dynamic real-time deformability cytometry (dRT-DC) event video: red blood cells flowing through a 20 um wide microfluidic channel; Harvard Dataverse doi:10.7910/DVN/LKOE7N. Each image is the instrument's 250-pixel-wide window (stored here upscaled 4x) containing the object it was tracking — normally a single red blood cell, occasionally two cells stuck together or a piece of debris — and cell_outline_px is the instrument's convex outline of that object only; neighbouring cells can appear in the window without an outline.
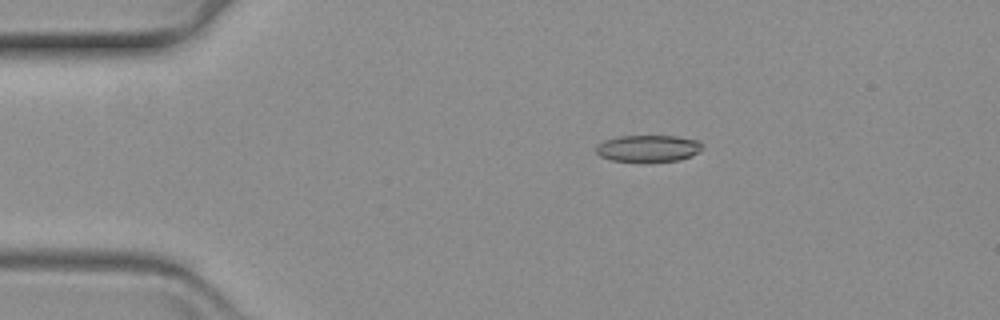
{"species": "common noctule bat (a hibernating species)", "species_latin": "Nyctalus noctula", "temperature_condition": "warm", "stored_images_in_passage": 10, "camera_frame_rate_fps": 3000, "um_per_image_px": 0.085, "animal": {"sex": "female", "body_mass_g": 19.3, "forearm_length_mm": 54.1}, "frame": {"image": 1, "passage_image": 1, "time_ms": 0.0, "image_size_px": [1000, 320], "cell_outline_px": [[704, 148], [680, 160], [612, 160], [600, 156], [596, 152], [596, 144], [604, 140], [616, 136], [676, 136], [700, 140]], "centroid_in_image_um": [55.08, 12.57], "position_along_channel_um": 29.9, "area_um2": 16.24}}
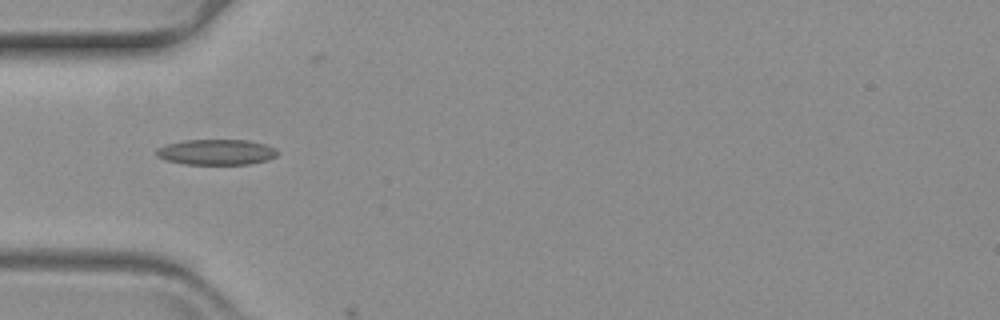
{"frame": {"image": 2, "passage_image": 9, "time_ms": 2.667, "image_size_px": [1000, 320], "cell_outline_px": [[280, 152], [276, 156], [268, 160], [248, 164], [184, 164], [168, 160], [156, 156], [156, 148], [168, 144], [184, 140], [248, 140], [264, 144], [276, 148]], "centroid_in_image_um": [18.42, 12.92], "position_along_channel_um": 66.6, "area_um2": 18.03}}